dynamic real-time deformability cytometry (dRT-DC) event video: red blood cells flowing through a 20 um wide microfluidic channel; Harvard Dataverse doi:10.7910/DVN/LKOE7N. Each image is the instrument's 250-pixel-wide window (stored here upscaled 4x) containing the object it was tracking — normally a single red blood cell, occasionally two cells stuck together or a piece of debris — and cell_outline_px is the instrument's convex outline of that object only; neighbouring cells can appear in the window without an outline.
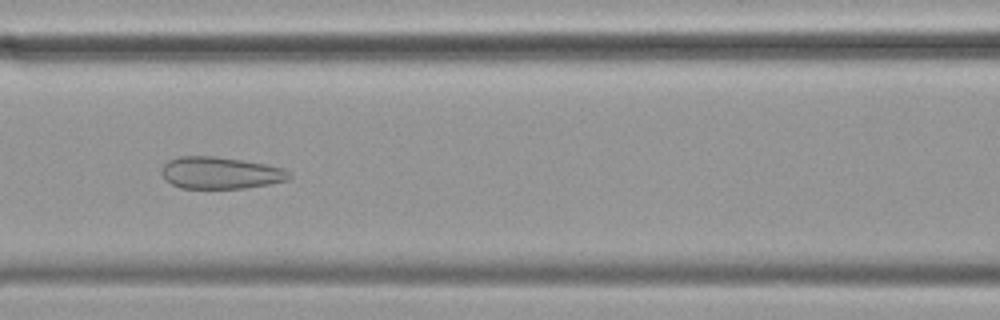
{"species": "common noctule bat (a hibernating species)", "species_latin": "Nyctalus noctula", "temperature_condition": "cold", "stored_images_in_passage": 58, "camera_frame_rate_fps": 3000, "um_per_image_px": 0.085, "animal": {"sex": "female", "body_mass_g": 19.9}, "frame": {"image": 1, "passage_image": 25, "time_ms": 8.0, "image_size_px": [1000, 320], "cell_outline_px": [[292, 176], [288, 180], [268, 184], [244, 188], [180, 188], [164, 180], [160, 172], [164, 164], [168, 160], [180, 156], [216, 156], [264, 164], [284, 168]], "centroid_in_image_um": [18.69, 14.69], "position_along_channel_um": 147.9, "area_um2": 23.76}}
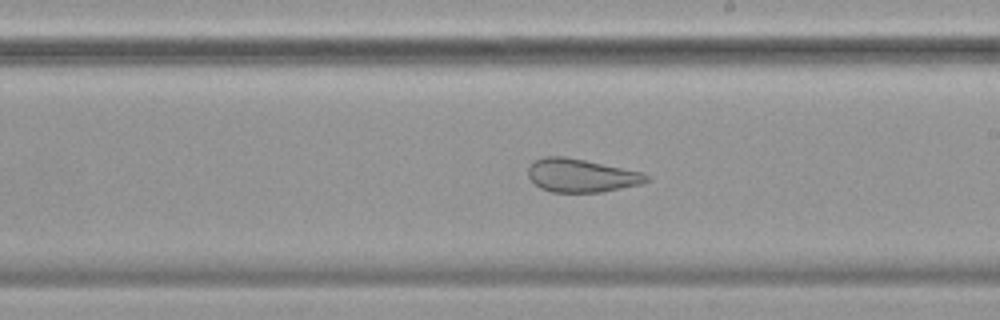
{"frame": {"image": 2, "passage_image": 33, "time_ms": 10.667, "image_size_px": [1000, 320], "cell_outline_px": [[652, 180], [640, 184], [600, 192], [552, 192], [540, 188], [528, 176], [528, 168], [532, 160], [544, 156], [564, 156], [644, 172]], "centroid_in_image_um": [49.4, 14.91], "position_along_channel_um": 239.6, "area_um2": 23.0}}
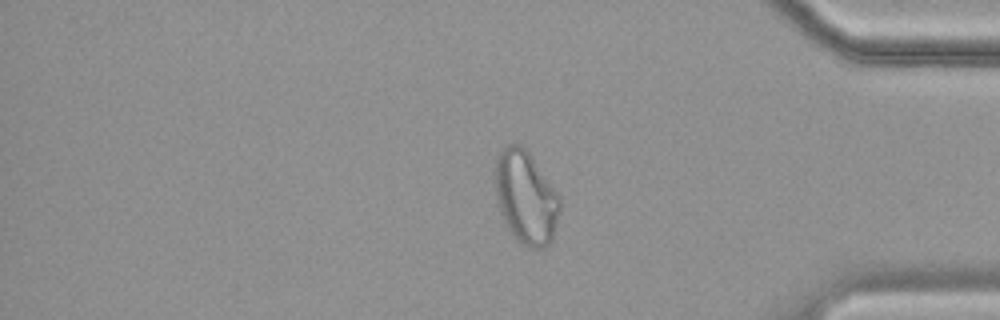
{"frame": {"image": 3, "passage_image": 48, "time_ms": 15.667, "image_size_px": [1000, 320], "cell_outline_px": [[560, 212], [552, 240], [544, 248], [528, 248], [516, 240], [504, 224], [496, 204], [496, 160], [500, 152], [508, 144], [520, 144], [532, 156], [560, 196]], "centroid_in_image_um": [44.7, 16.82], "position_along_channel_um": 390.5, "area_um2": 35.32}}